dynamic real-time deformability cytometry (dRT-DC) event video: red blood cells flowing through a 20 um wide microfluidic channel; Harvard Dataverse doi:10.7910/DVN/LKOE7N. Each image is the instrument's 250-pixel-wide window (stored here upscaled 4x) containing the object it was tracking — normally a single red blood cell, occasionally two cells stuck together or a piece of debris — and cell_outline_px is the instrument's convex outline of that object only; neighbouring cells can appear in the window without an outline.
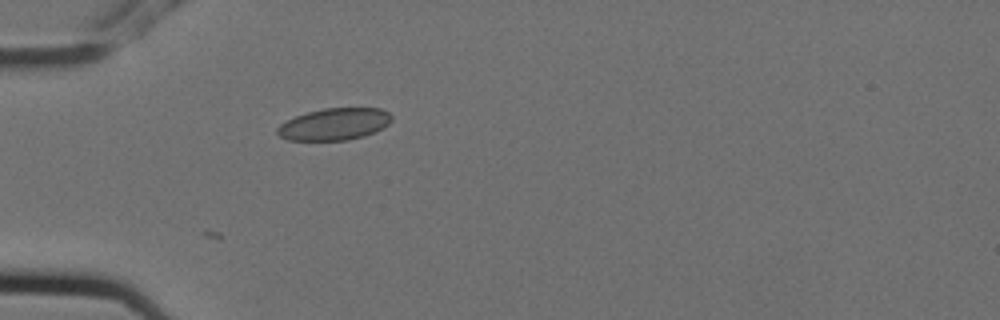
{"species": "Egyptian fruit bat (a non-hibernating species)", "species_latin": "Rousettus aegyptiacus", "temperature_condition": "cold", "stored_images_in_passage": 5, "camera_frame_rate_fps": 3000, "um_per_image_px": 0.085, "animal": {"sex": "female"}, "frame": {"image": 1, "passage_image": 5, "time_ms": 1.333, "image_size_px": [1000, 320], "cell_outline_px": [[392, 120], [384, 128], [376, 132], [364, 136], [348, 140], [288, 140], [280, 136], [276, 132], [276, 128], [280, 124], [296, 116], [308, 112], [324, 108], [380, 108], [388, 112], [392, 116]], "centroid_in_image_um": [28.45, 10.55], "position_along_channel_um": 56.6, "area_um2": 21.33}}